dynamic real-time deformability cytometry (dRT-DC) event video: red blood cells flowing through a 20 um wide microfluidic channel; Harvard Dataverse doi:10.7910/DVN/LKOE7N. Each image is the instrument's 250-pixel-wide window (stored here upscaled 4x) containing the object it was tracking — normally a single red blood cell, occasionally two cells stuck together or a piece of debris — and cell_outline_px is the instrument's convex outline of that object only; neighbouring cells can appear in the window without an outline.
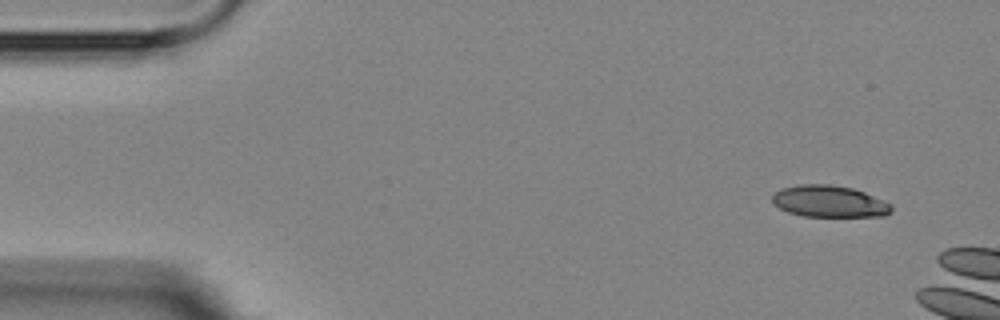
{"species": "Egyptian fruit bat (a non-hibernating species)", "species_latin": "Rousettus aegyptiacus", "temperature_condition": "room temperature", "stored_images_in_passage": 3, "camera_frame_rate_fps": 3000, "um_per_image_px": 0.085, "animal": {"sex": "female"}, "frame": {"image": 1, "passage_image": 1, "time_ms": 0.0, "image_size_px": [1000, 320], "cell_outline_px": [[892, 212], [884, 216], [804, 216], [788, 212], [772, 204], [772, 196], [780, 188], [800, 184], [832, 184], [852, 188], [864, 192], [884, 200], [892, 204]], "centroid_in_image_um": [70.49, 17.11], "position_along_channel_um": 14.5, "area_um2": 22.14}}